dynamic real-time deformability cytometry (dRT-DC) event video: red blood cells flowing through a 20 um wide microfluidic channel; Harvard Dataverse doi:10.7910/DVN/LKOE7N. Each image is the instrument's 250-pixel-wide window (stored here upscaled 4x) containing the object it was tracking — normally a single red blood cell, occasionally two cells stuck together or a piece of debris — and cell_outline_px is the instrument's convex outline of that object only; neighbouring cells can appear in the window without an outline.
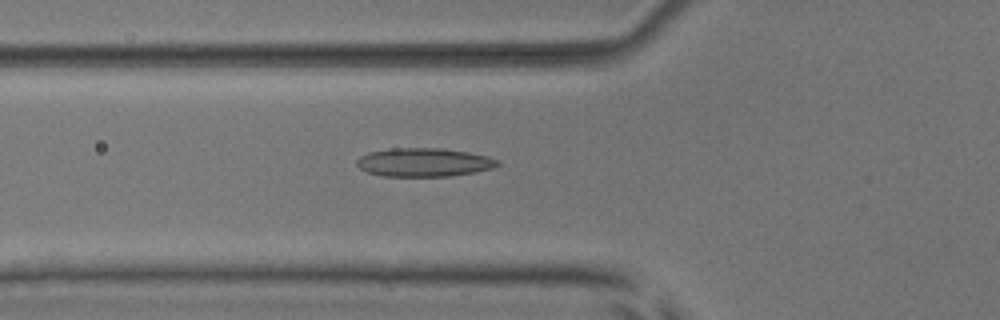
{"species": "common noctule bat (a hibernating species)", "species_latin": "Nyctalus noctula", "temperature_condition": "room temperature", "stored_images_in_passage": 52, "camera_frame_rate_fps": 3000, "um_per_image_px": 0.085, "animal": {"sex": "male", "body_mass_g": 17.9, "forearm_length_mm": 54.2}, "frame": {"image": 1, "passage_image": 19, "time_ms": 6.0, "image_size_px": [1000, 320], "cell_outline_px": [[500, 164], [492, 168], [476, 172], [452, 176], [384, 176], [368, 172], [360, 168], [356, 164], [356, 160], [360, 156], [368, 152], [392, 148], [440, 148], [468, 152], [488, 156], [500, 160]], "centroid_in_image_um": [36.05, 13.79], "position_along_channel_um": 89.7, "area_um2": 23.52}}
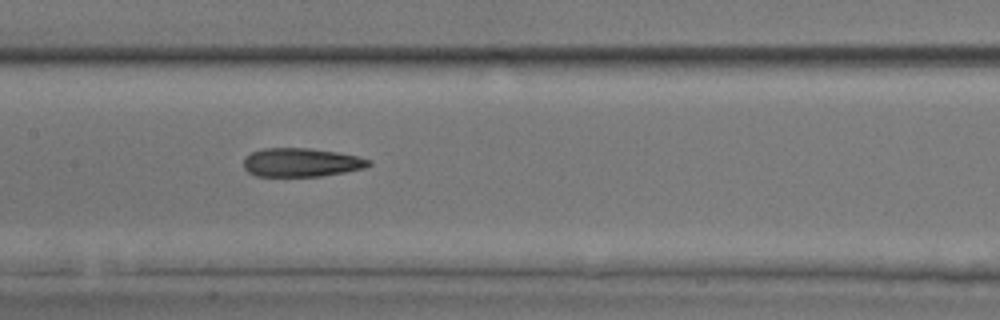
{"frame": {"image": 2, "passage_image": 26, "time_ms": 8.333, "image_size_px": [1000, 320], "cell_outline_px": [[372, 164], [364, 168], [344, 172], [320, 176], [256, 176], [248, 172], [244, 168], [244, 156], [252, 152], [264, 148], [308, 148], [336, 152], [356, 156], [372, 160]], "centroid_in_image_um": [25.59, 13.8], "position_along_channel_um": 181.8, "area_um2": 20.87}}
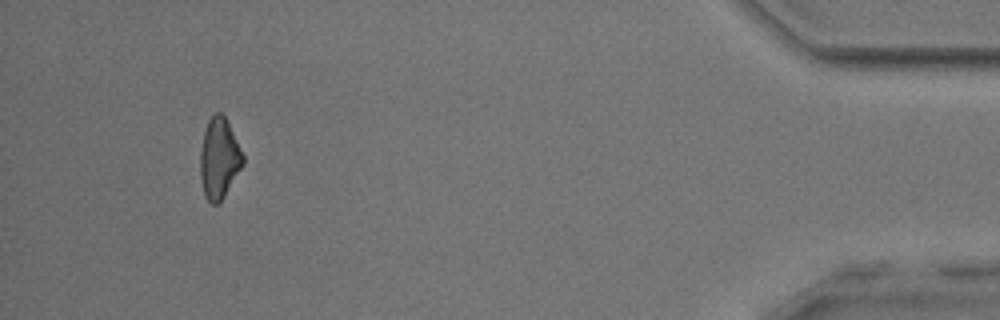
{"frame": {"image": 3, "passage_image": 49, "time_ms": 16.0, "image_size_px": [1000, 320], "cell_outline_px": [[244, 164], [224, 196], [216, 204], [212, 204], [204, 196], [200, 180], [200, 152], [204, 132], [208, 120], [216, 112], [220, 112], [224, 116], [244, 156]], "centroid_in_image_um": [18.61, 13.49], "position_along_channel_um": 416.6, "area_um2": 19.83}, "authors_computed_cell_mechanics": {"area_um2": 21.5594, "velocity_mm_per_s": 3.9334, "shape_relaxation_time_tau1_ms": 6.1098, "shape_relaxation_time_tau2_ms": 3.9108, "deformation_change_tau1": 0.1283, "deformation_change_tau2": 0.1444}}